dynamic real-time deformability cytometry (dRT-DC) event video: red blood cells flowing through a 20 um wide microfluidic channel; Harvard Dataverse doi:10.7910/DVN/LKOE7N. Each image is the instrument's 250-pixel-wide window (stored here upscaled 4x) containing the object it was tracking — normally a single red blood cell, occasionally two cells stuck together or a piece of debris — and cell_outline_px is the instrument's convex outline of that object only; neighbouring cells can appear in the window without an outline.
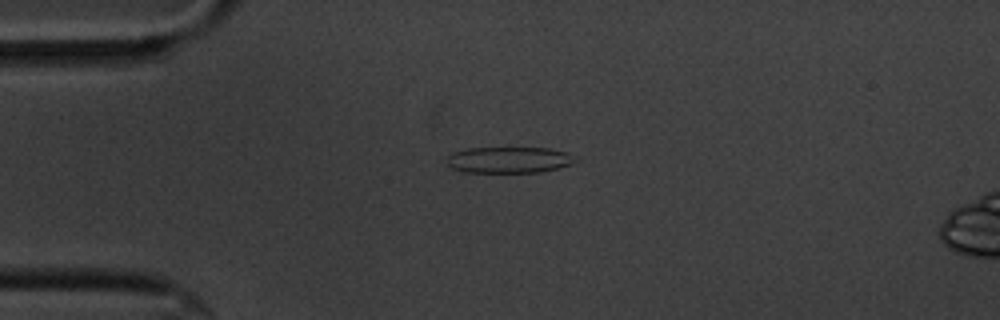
{"species": "common noctule bat (a hibernating species)", "species_latin": "Nyctalus noctula", "temperature_condition": "cold", "stored_images_in_passage": 44, "camera_frame_rate_fps": 3000, "um_per_image_px": 0.085, "animal": {"sex": "male", "body_mass_g": 20.1, "forearm_length_mm": 53.5}, "frame": {"image": 1, "passage_image": 1, "time_ms": 0.0, "image_size_px": [1000, 320], "cell_outline_px": [[580, 160], [572, 164], [560, 168], [540, 172], [464, 172], [452, 168], [444, 160], [452, 152], [468, 148], [548, 148], [568, 152]], "centroid_in_image_um": [43.29, 13.59], "position_along_channel_um": 41.7, "area_um2": 19.88}}
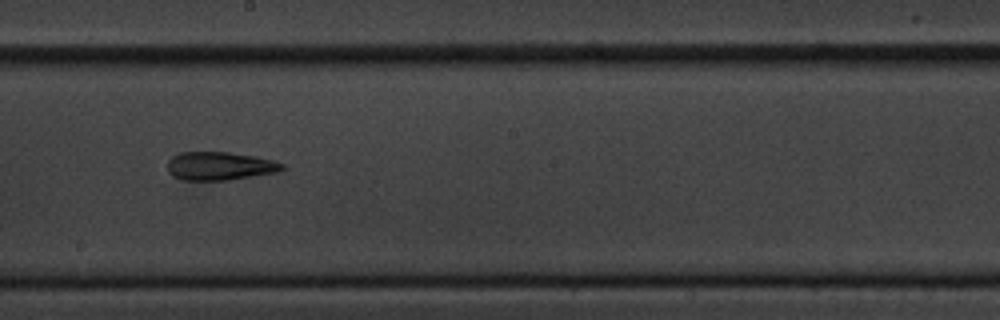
{"frame": {"image": 2, "passage_image": 19, "time_ms": 6.0, "image_size_px": [1000, 320], "cell_outline_px": [[288, 168], [276, 172], [228, 180], [184, 180], [172, 176], [168, 172], [168, 160], [172, 156], [180, 152], [228, 152], [256, 156], [272, 160], [284, 164]], "centroid_in_image_um": [18.68, 14.11], "position_along_channel_um": 229.5, "area_um2": 19.02}}
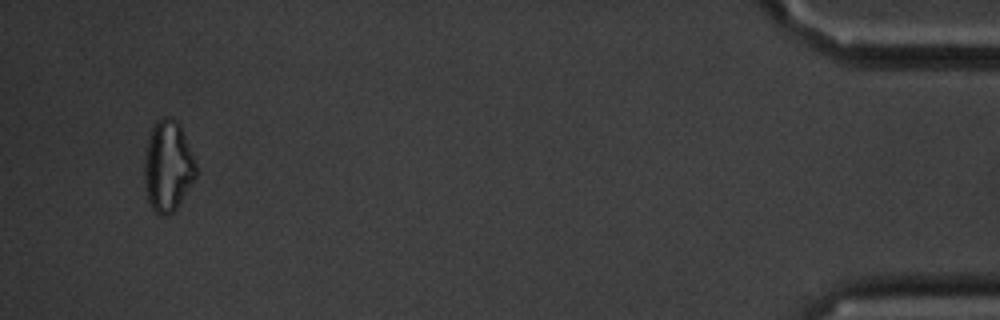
{"frame": {"image": 3, "passage_image": 42, "time_ms": 13.667, "image_size_px": [1000, 320], "cell_outline_px": [[196, 176], [176, 208], [168, 216], [160, 216], [152, 208], [148, 200], [144, 180], [144, 160], [148, 140], [152, 128], [156, 120], [164, 116], [168, 116], [176, 120], [180, 124], [196, 164]], "centroid_in_image_um": [14.26, 14.12], "position_along_channel_um": 420.9, "area_um2": 27.17}, "authors_computed_cell_mechanics": {"area_um2": 19.3919, "velocity_mm_per_s": 3.4993, "shape_relaxation_time_tau1_ms": null, "shape_relaxation_time_tau2_ms": 3.9854, "deformation_change_tau1": null, "deformation_change_tau2": 0.1315}}